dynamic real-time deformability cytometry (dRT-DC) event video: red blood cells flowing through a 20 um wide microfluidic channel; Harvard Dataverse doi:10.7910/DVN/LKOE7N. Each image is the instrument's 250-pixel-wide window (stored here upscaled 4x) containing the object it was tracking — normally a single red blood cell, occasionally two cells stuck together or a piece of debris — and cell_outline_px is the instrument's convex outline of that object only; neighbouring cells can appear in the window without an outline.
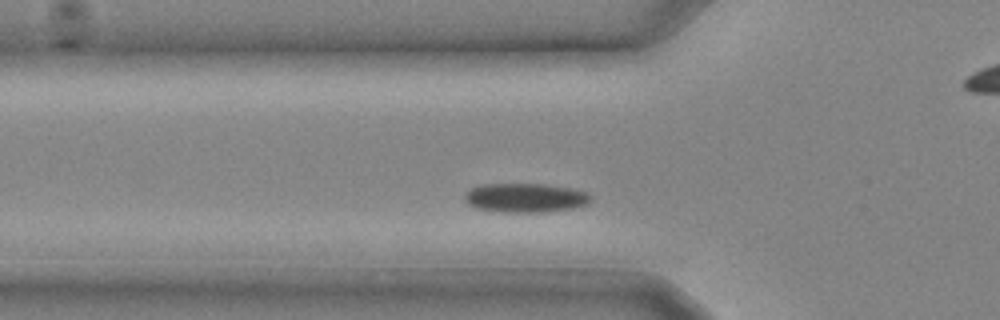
{"species": "common noctule bat (a hibernating species)", "species_latin": "Nyctalus noctula", "temperature_condition": "cold", "stored_images_in_passage": 13, "segment_of_instrument_passage": [1, 2], "camera_frame_rate_fps": 3000, "um_per_image_px": 0.085, "animal": {"sex": "male", "body_mass_g": 20.4}, "frame": {"image": 1, "passage_image": 4, "time_ms": 1.0, "image_size_px": [1000, 320], "cell_outline_px": [[592, 200], [588, 204], [572, 208], [544, 212], [496, 212], [476, 208], [468, 204], [464, 200], [464, 196], [472, 188], [484, 184], [544, 184], [568, 188], [588, 192], [592, 196]], "centroid_in_image_um": [44.66, 16.82], "position_along_channel_um": 81.1, "area_um2": 21.44}}
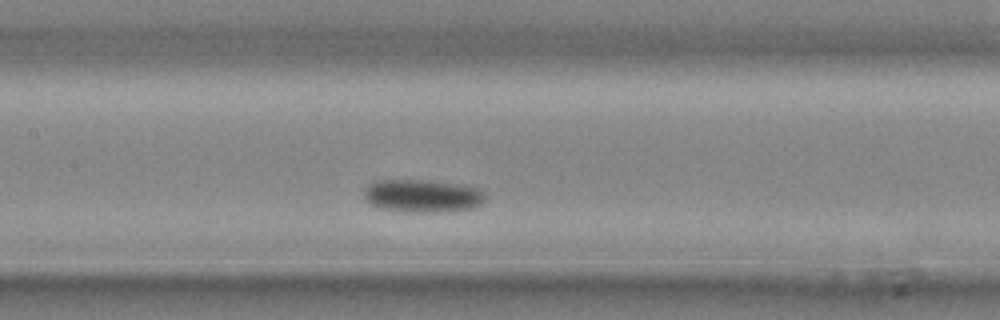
{"frame": {"image": 2, "passage_image": 8, "time_ms": 2.333, "image_size_px": [1000, 320], "cell_outline_px": [[484, 200], [480, 204], [472, 208], [440, 212], [404, 212], [380, 208], [368, 204], [364, 196], [364, 188], [368, 184], [376, 180], [428, 180], [460, 184], [476, 188], [484, 192]], "centroid_in_image_um": [35.85, 16.65], "position_along_channel_um": 171.6, "area_um2": 23.41}}
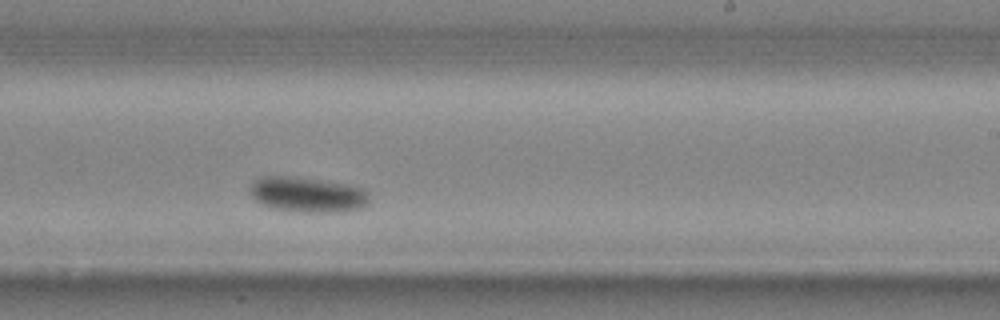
{"frame": {"image": 3, "passage_image": 12, "time_ms": 3.667, "image_size_px": [1000, 320], "cell_outline_px": [[368, 204], [360, 208], [336, 212], [296, 212], [272, 208], [256, 200], [252, 196], [248, 188], [260, 176], [296, 176], [348, 184], [364, 188], [368, 196]], "centroid_in_image_um": [26.13, 16.53], "position_along_channel_um": 262.9, "area_um2": 24.62}}